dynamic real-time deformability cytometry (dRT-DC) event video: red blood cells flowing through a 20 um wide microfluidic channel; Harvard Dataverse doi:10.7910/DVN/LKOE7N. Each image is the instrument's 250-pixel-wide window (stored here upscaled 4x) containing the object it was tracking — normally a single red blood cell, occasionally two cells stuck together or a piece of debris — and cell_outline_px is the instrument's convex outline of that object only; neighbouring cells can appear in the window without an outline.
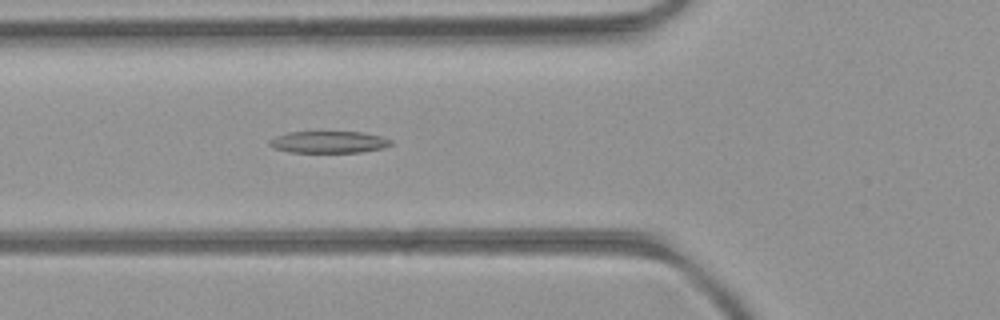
{"species": "common noctule bat (a hibernating species)", "species_latin": "Nyctalus noctula", "temperature_condition": "room temperature", "stored_images_in_passage": 15, "camera_frame_rate_fps": 3000, "um_per_image_px": 0.085, "animal": {"sex": "female", "body_mass_g": 21.9}, "frame": {"image": 1, "passage_image": 3, "time_ms": 0.667, "image_size_px": [1000, 320], "cell_outline_px": [[392, 144], [384, 148], [360, 152], [288, 152], [276, 148], [268, 144], [268, 140], [276, 136], [288, 132], [360, 132], [380, 136], [392, 140]], "centroid_in_image_um": [27.94, 12.07], "position_along_channel_um": 97.9, "area_um2": 15.37}}
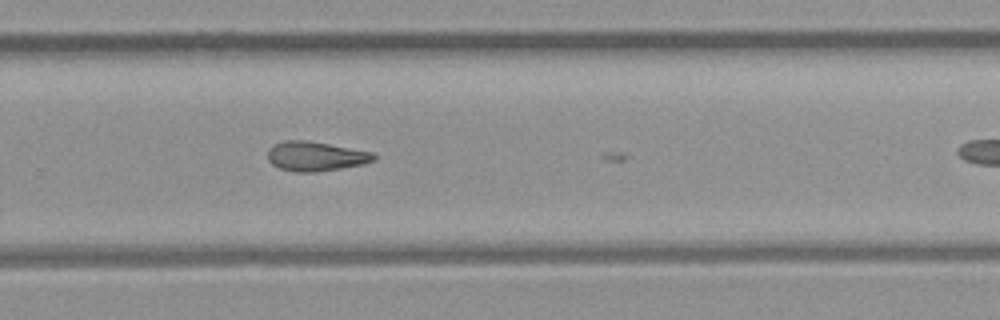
{"frame": {"image": 2, "passage_image": 14, "time_ms": 4.333, "image_size_px": [1000, 320], "cell_outline_px": [[376, 160], [364, 164], [316, 172], [296, 172], [280, 168], [272, 164], [268, 160], [268, 148], [272, 144], [284, 140], [304, 140], [376, 152]], "centroid_in_image_um": [26.84, 13.27], "position_along_channel_um": 303.0, "area_um2": 18.38}}